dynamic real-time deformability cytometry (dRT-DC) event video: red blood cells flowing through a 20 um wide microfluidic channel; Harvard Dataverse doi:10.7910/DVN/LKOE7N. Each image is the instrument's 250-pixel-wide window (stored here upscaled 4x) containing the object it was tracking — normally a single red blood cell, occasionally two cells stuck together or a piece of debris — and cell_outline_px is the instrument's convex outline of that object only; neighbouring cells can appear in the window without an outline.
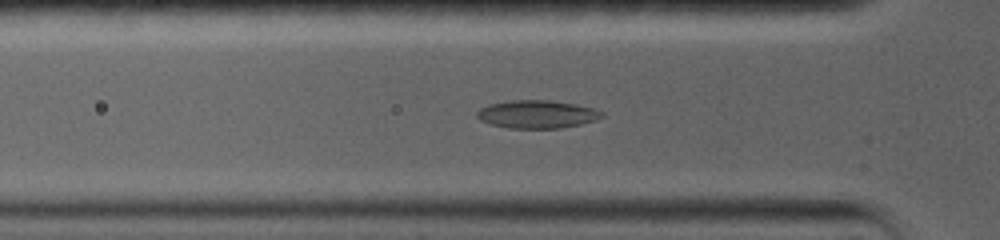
{"species": "common noctule bat (a hibernating species)", "species_latin": "Nyctalus noctula", "temperature_condition": "warm", "stored_images_in_passage": 47, "camera_frame_rate_fps": 5000, "um_per_image_px": 0.085, "animal": {"sex": "female", "body_mass_g": 19.0, "forearm_length_mm": 56.7}, "frame": {"image": 1, "passage_image": 12, "time_ms": 4.0, "image_size_px": [1000, 240], "cell_outline_px": [[604, 116], [596, 120], [580, 124], [560, 128], [508, 128], [492, 124], [480, 120], [476, 116], [476, 112], [480, 108], [488, 104], [512, 100], [552, 100], [576, 104], [592, 108], [604, 112]], "centroid_in_image_um": [45.65, 9.7], "position_along_channel_um": 80.2, "area_um2": 20.4}}
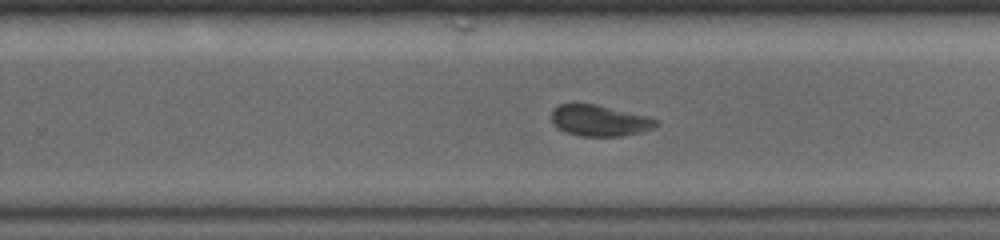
{"frame": {"image": 2, "passage_image": 27, "time_ms": 9.6, "image_size_px": [1000, 240], "cell_outline_px": [[660, 124], [652, 128], [640, 132], [620, 136], [580, 136], [564, 132], [556, 128], [552, 124], [552, 108], [560, 104], [572, 100], [596, 104], [660, 120]], "centroid_in_image_um": [50.86, 10.22], "position_along_channel_um": 278.9, "area_um2": 19.42}}
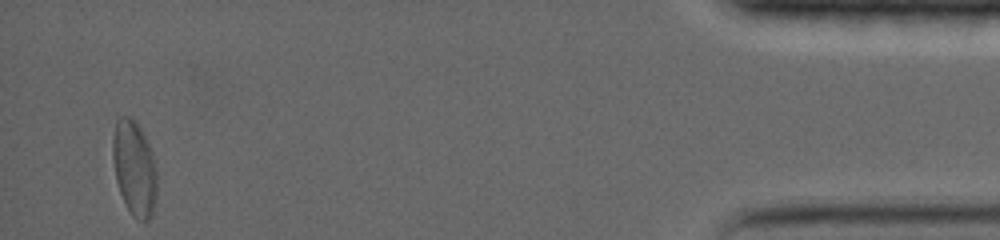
{"frame": {"image": 3, "passage_image": 46, "time_ms": 16.6, "image_size_px": [1000, 240], "cell_outline_px": [[156, 196], [152, 216], [148, 220], [140, 220], [132, 216], [120, 192], [116, 180], [112, 160], [112, 136], [116, 120], [120, 116], [132, 116], [136, 120], [152, 152], [156, 168]], "centroid_in_image_um": [11.4, 14.26], "position_along_channel_um": 423.8, "area_um2": 24.62}, "authors_computed_cell_mechanics": {"area_um2": 20.7502, "velocity_mm_per_s": 3.5527, "shape_relaxation_time_tau1_ms": 5.264, "shape_relaxation_time_tau2_ms": 6.5882, "deformation_change_tau1": 0.107, "deformation_change_tau2": 0.1108}}